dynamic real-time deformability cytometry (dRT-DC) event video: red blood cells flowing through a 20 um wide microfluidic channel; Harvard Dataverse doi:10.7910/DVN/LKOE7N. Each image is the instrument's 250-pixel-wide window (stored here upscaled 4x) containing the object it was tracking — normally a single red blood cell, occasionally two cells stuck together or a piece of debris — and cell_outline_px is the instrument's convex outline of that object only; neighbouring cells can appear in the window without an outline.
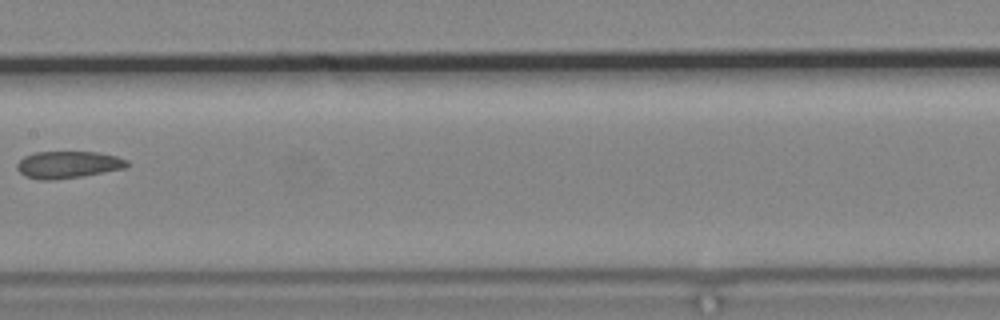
{"species": "common noctule bat (a hibernating species)", "species_latin": "Nyctalus noctula", "temperature_condition": "cold", "stored_images_in_passage": 9, "camera_frame_rate_fps": 3000, "um_per_image_px": 0.085, "animal": {"sex": "male", "body_mass_g": 19.2, "forearm_length_mm": 51.8}, "frame": {"image": 1, "passage_image": 8, "time_ms": 9.0, "image_size_px": [1000, 320], "cell_outline_px": [[128, 168], [80, 176], [52, 180], [40, 180], [24, 176], [16, 168], [16, 164], [24, 156], [36, 152], [96, 152], [116, 156], [128, 160]], "centroid_in_image_um": [5.78, 14.0], "position_along_channel_um": 201.6, "area_um2": 17.34}}
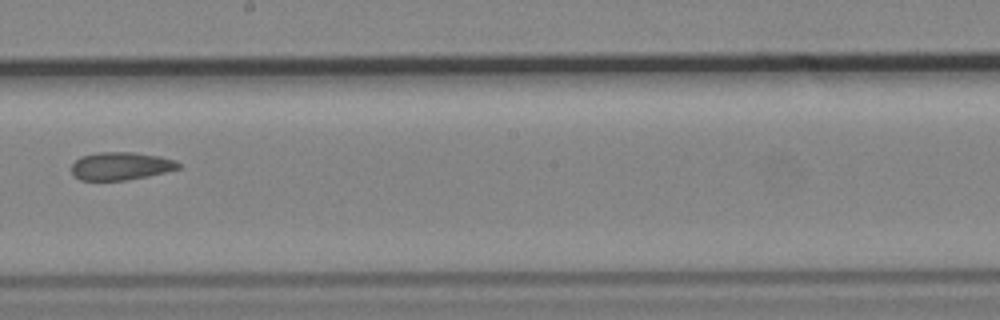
{"frame": {"image": 2, "passage_image": 9, "time_ms": 10.0, "image_size_px": [1000, 320], "cell_outline_px": [[180, 168], [148, 176], [124, 180], [80, 180], [72, 172], [72, 164], [80, 156], [96, 152], [132, 152], [160, 156], [176, 160], [180, 164]], "centroid_in_image_um": [10.27, 14.1], "position_along_channel_um": 237.9, "area_um2": 17.34}}